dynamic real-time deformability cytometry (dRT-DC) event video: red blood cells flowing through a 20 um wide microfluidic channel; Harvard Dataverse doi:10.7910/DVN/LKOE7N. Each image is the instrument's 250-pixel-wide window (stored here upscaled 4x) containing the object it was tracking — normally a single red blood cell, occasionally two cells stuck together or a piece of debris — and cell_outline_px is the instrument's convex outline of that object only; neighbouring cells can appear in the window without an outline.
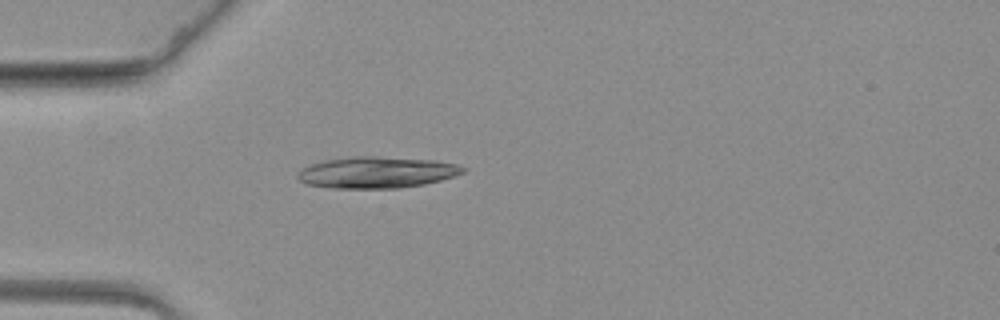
{"species": "common noctule bat (a hibernating species)", "species_latin": "Nyctalus noctula", "temperature_condition": "warm", "stored_images_in_passage": 45, "camera_frame_rate_fps": 3000, "um_per_image_px": 0.085, "animal": {"sex": "female", "body_mass_g": 19.3, "forearm_length_mm": 54.1}, "frame": {"image": 1, "passage_image": 1, "time_ms": 0.0, "image_size_px": [1000, 320], "cell_outline_px": [[468, 168], [464, 172], [456, 176], [424, 184], [396, 188], [328, 188], [308, 184], [300, 180], [296, 176], [304, 168], [312, 164], [324, 160], [356, 156], [376, 156], [432, 160], [456, 164]], "centroid_in_image_um": [32.05, 14.65], "position_along_channel_um": 52.9, "area_um2": 30.06}}